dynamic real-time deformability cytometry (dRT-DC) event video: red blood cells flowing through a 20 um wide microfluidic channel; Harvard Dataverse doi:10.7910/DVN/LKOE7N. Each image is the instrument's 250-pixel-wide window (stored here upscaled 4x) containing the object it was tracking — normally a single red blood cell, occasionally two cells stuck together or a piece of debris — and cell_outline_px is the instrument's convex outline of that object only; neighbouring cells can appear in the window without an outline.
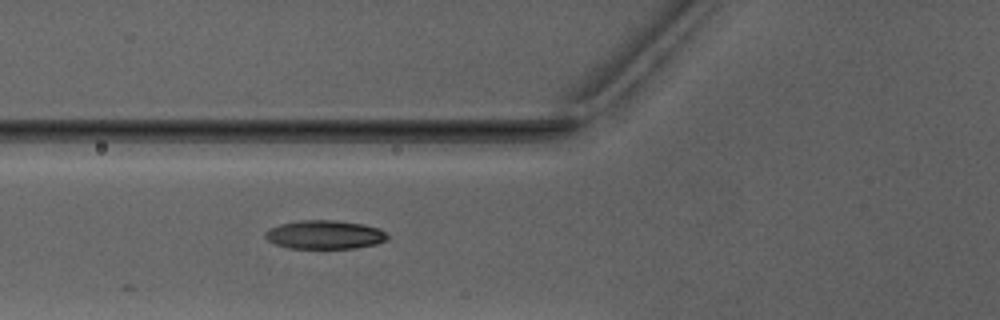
{"species": "Egyptian fruit bat (a non-hibernating species)", "species_latin": "Rousettus aegyptiacus", "temperature_condition": "warm", "stored_images_in_passage": 5, "camera_frame_rate_fps": 3000, "um_per_image_px": 0.085, "animal": {"sex": "male"}, "frame": {"image": 1, "passage_image": 5, "time_ms": 4.667, "image_size_px": [1000, 320], "cell_outline_px": [[388, 236], [384, 240], [376, 244], [356, 248], [288, 248], [276, 244], [268, 240], [264, 236], [264, 232], [268, 228], [280, 224], [300, 220], [336, 220], [364, 224], [380, 228], [388, 232]], "centroid_in_image_um": [27.6, 19.94], "position_along_channel_um": 98.2, "area_um2": 20.58}}